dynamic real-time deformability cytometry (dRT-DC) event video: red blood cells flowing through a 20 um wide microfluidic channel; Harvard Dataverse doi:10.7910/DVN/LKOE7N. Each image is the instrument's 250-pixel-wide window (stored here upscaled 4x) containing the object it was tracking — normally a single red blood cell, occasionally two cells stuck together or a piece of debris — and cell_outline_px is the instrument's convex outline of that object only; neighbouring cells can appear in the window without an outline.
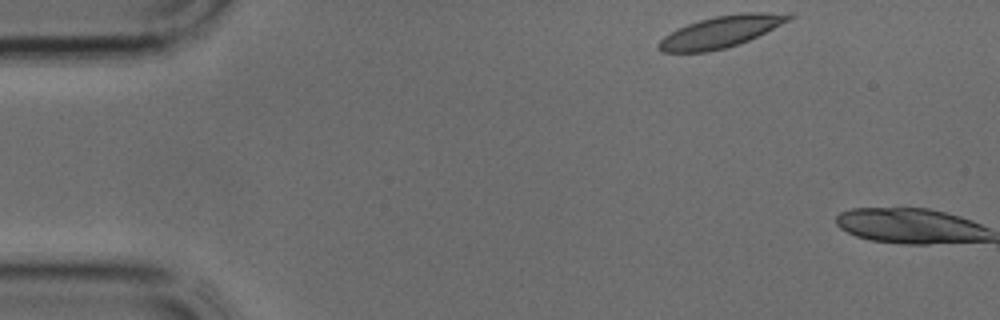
{"species": "common noctule bat (a hibernating species)", "species_latin": "Nyctalus noctula", "temperature_condition": "cold", "stored_images_in_passage": 2, "camera_frame_rate_fps": 3000, "um_per_image_px": 0.085, "animal": {"sex": "male", "body_mass_g": 17.9, "forearm_length_mm": 54.2}, "frame": {"image": 1, "passage_image": 1, "time_ms": 0.0, "image_size_px": [1000, 320], "cell_outline_px": [[796, 16], [740, 44], [708, 52], [660, 52], [656, 44], [664, 36], [688, 24], [700, 20], [716, 16], [744, 12], [764, 12]], "centroid_in_image_um": [61.2, 2.72], "position_along_channel_um": 23.8, "area_um2": 23.35}}